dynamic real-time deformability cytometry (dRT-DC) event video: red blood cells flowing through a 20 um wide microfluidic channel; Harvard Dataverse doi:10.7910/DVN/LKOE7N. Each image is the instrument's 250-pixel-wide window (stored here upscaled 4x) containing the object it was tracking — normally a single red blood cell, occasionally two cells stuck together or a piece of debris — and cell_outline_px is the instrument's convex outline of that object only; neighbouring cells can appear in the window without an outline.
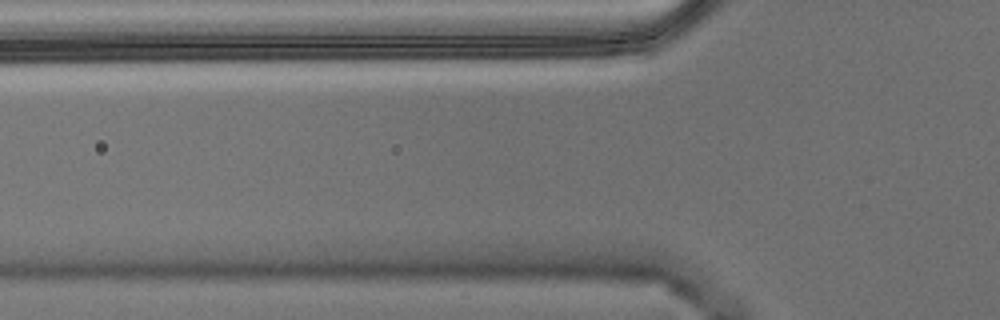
{"species": "Egyptian fruit bat (a non-hibernating species)", "species_latin": "Rousettus aegyptiacus", "temperature_condition": "warm", "stored_images_in_passage": 3, "camera_frame_rate_fps": 3000, "um_per_image_px": 0.085, "animal": {"sex": "male"}, "frame": {"image": 1, "passage_image": 3, "time_ms": 0.667, "image_size_px": [1000, 320], "cell_outline_px": [[640, 52], [620, 56], [588, 60], [376, 60], [372, 56], [400, 36], [416, 36]], "centroid_in_image_um": [41.13, 4.32], "position_along_channel_um": 84.7, "area_um2": 30.11}}